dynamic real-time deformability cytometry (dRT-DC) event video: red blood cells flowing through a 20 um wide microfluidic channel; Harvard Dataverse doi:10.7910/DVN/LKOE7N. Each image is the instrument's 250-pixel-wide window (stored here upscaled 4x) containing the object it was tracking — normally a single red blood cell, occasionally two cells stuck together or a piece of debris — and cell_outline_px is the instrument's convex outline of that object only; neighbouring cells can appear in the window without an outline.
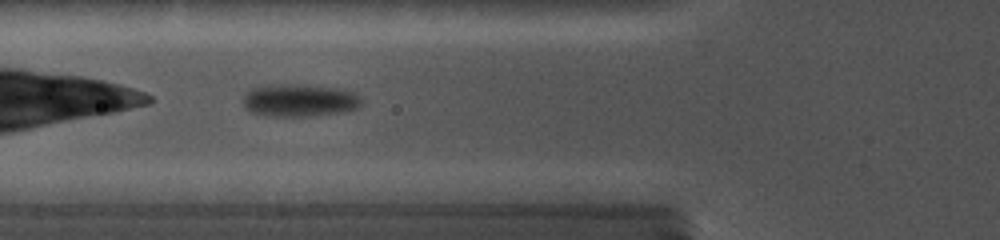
{"species": "common noctule bat (a hibernating species)", "species_latin": "Nyctalus noctula", "temperature_condition": "cold", "stored_images_in_passage": 21, "camera_frame_rate_fps": 5000, "um_per_image_px": 0.085, "animal": {"sex": "female", "body_mass_g": 19.0, "forearm_length_mm": 56.7}, "frame": {"image": 1, "passage_image": 4, "time_ms": 1.4, "image_size_px": [1000, 240], "cell_outline_px": [[360, 104], [356, 108], [344, 112], [320, 116], [268, 116], [248, 112], [244, 108], [244, 96], [252, 88], [328, 88], [348, 92], [356, 96], [360, 100]], "centroid_in_image_um": [25.41, 8.65], "position_along_channel_um": 100.4, "area_um2": 20.69}}
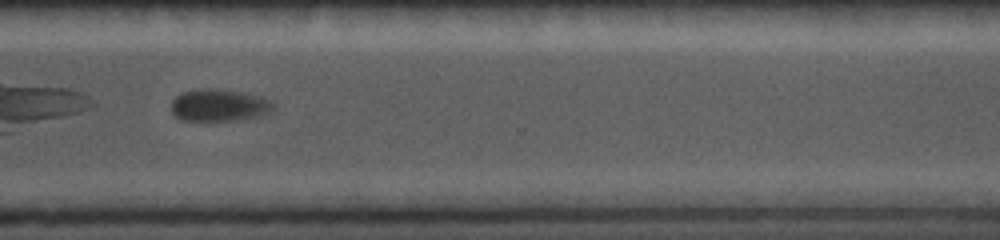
{"frame": {"image": 2, "passage_image": 18, "time_ms": 8.0, "image_size_px": [1000, 240], "cell_outline_px": [[276, 108], [272, 112], [260, 116], [236, 120], [180, 120], [172, 112], [172, 100], [176, 96], [184, 92], [200, 88], [236, 92], [256, 96], [272, 104]], "centroid_in_image_um": [18.58, 8.97], "position_along_channel_um": 352.0, "area_um2": 18.5}}